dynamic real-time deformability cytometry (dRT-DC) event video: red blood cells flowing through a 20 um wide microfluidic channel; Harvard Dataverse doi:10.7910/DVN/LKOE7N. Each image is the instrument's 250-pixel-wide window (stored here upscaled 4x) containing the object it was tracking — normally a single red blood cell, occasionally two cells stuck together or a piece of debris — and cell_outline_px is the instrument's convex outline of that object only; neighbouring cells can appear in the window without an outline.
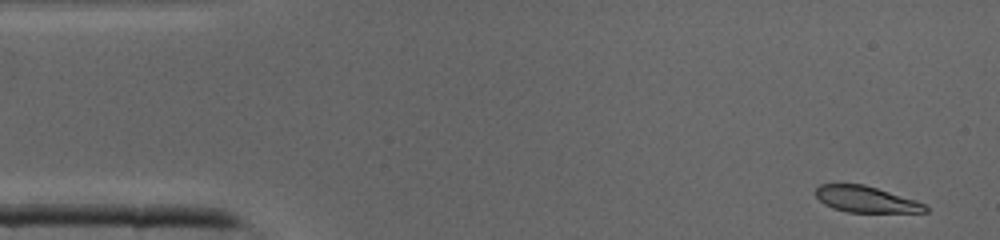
{"species": "common noctule bat (a hibernating species)", "species_latin": "Nyctalus noctula", "temperature_condition": "cold", "stored_images_in_passage": 40, "camera_frame_rate_fps": 3000, "um_per_image_px": 0.085, "animal": {"sex": "male", "body_mass_g": 19.0, "forearm_length_mm": 50.8}, "frame": {"image": 1, "passage_image": 1, "time_ms": 0.0, "image_size_px": [1000, 240], "cell_outline_px": [[928, 212], [848, 212], [832, 208], [824, 204], [816, 196], [816, 188], [820, 184], [864, 184], [916, 200], [924, 204], [928, 208]], "centroid_in_image_um": [73.6, 16.94], "position_along_channel_um": 11.4, "area_um2": 16.65}}
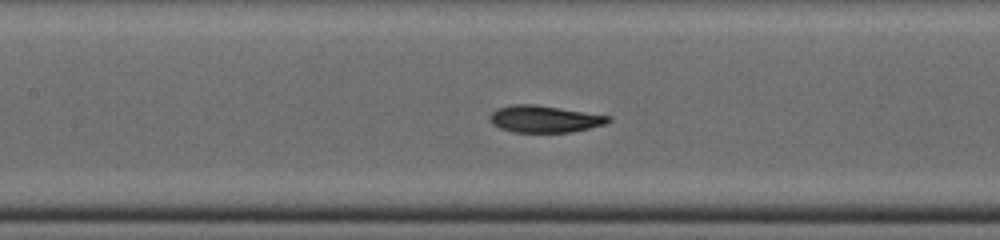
{"frame": {"image": 2, "passage_image": 17, "time_ms": 5.333, "image_size_px": [1000, 240], "cell_outline_px": [[612, 120], [604, 124], [572, 132], [512, 132], [500, 128], [492, 124], [488, 116], [496, 108], [512, 104], [536, 104], [612, 116]], "centroid_in_image_um": [46.26, 10.1], "position_along_channel_um": 161.1, "area_um2": 18.73}}
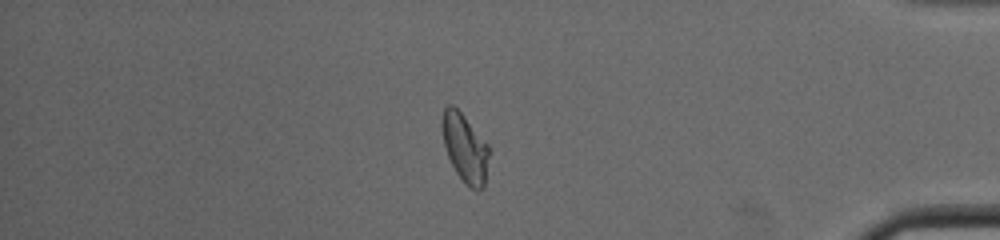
{"frame": {"image": 3, "passage_image": 34, "time_ms": 11.0, "image_size_px": [1000, 240], "cell_outline_px": [[492, 152], [484, 188], [476, 192], [468, 188], [456, 172], [448, 156], [444, 144], [440, 128], [440, 120], [444, 108], [448, 104], [452, 104], [464, 116], [488, 144]], "centroid_in_image_um": [39.55, 12.61], "position_along_channel_um": 395.6, "area_um2": 19.42}}